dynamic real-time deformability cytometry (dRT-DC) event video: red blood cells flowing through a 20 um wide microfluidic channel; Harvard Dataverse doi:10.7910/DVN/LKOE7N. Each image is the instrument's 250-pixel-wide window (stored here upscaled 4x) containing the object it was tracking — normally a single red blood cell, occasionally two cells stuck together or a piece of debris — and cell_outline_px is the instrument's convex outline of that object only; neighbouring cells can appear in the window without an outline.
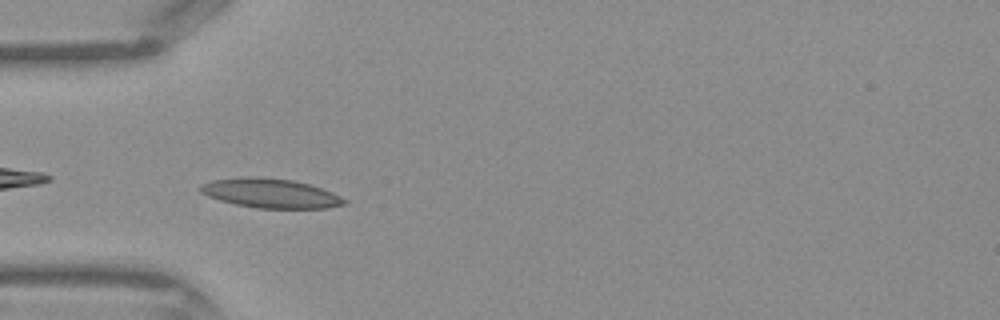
{"species": "Egyptian fruit bat (a non-hibernating species)", "species_latin": "Rousettus aegyptiacus", "temperature_condition": "warm", "stored_images_in_passage": 41, "camera_frame_rate_fps": 3000, "um_per_image_px": 0.085, "frame": {"image": 1, "passage_image": 11, "time_ms": 3.333, "image_size_px": [1000, 320], "cell_outline_px": [[348, 204], [328, 208], [256, 208], [236, 204], [220, 200], [208, 196], [200, 192], [200, 188], [204, 184], [212, 180], [248, 176], [256, 176], [292, 180], [308, 184], [332, 192], [348, 200]], "centroid_in_image_um": [23.04, 16.43], "position_along_channel_um": 62.0, "area_um2": 24.51}}
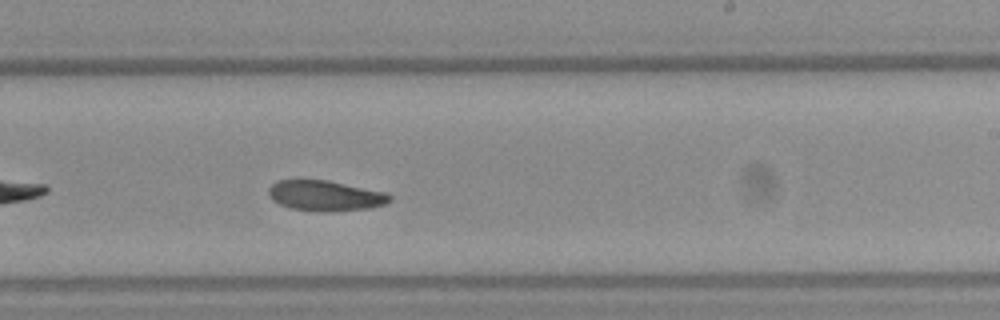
{"frame": {"image": 2, "passage_image": 24, "time_ms": 7.667, "image_size_px": [1000, 320], "cell_outline_px": [[392, 200], [384, 204], [368, 208], [324, 212], [316, 212], [288, 208], [272, 200], [268, 192], [268, 188], [272, 184], [280, 180], [328, 180], [388, 192], [392, 196]], "centroid_in_image_um": [27.66, 16.64], "position_along_channel_um": 261.3, "area_um2": 21.68}}
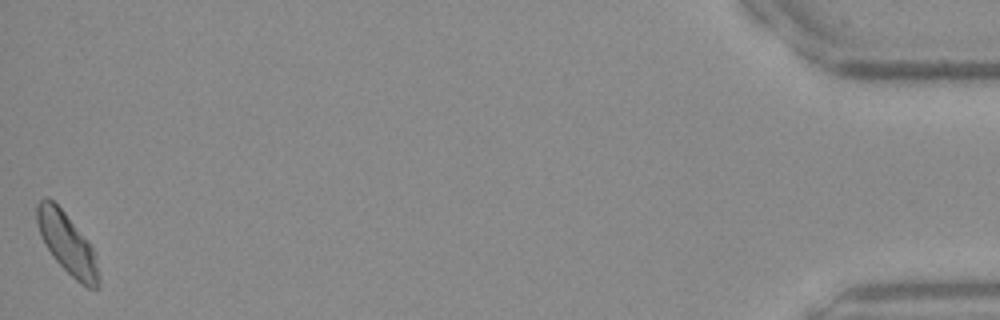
{"frame": {"image": 3, "passage_image": 41, "time_ms": 13.333, "image_size_px": [1000, 320], "cell_outline_px": [[100, 280], [96, 288], [88, 288], [80, 284], [52, 256], [40, 232], [36, 220], [36, 204], [44, 196], [48, 196], [64, 212], [92, 248], [96, 256], [100, 276]], "centroid_in_image_um": [5.71, 20.7], "position_along_channel_um": 429.5, "area_um2": 21.39}}